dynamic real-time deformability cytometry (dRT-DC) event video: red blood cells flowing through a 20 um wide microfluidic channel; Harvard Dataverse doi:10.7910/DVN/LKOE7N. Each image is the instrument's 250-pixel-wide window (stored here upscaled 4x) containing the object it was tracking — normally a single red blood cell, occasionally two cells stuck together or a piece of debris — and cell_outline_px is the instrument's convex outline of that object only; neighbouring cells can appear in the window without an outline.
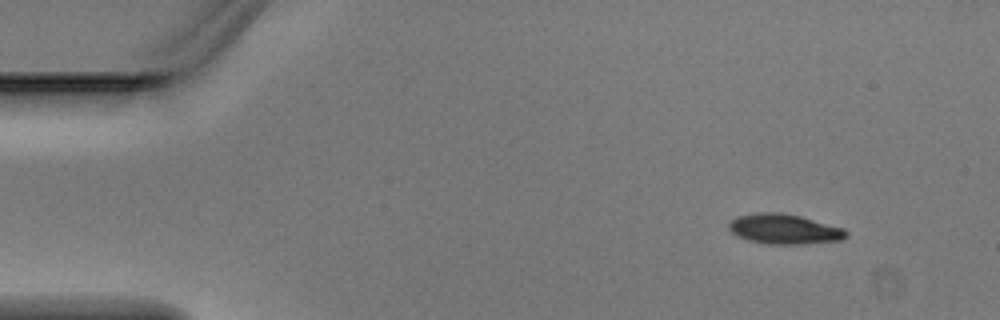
{"species": "Egyptian fruit bat (a non-hibernating species)", "species_latin": "Rousettus aegyptiacus", "temperature_condition": "warm", "stored_images_in_passage": 3, "camera_frame_rate_fps": 3000, "um_per_image_px": 0.085, "animal": {"sex": "male"}, "frame": {"image": 1, "passage_image": 1, "time_ms": 0.0, "image_size_px": [1000, 320], "cell_outline_px": [[848, 236], [840, 240], [804, 244], [768, 244], [748, 240], [736, 236], [728, 228], [728, 224], [736, 216], [756, 212], [780, 212], [800, 216], [844, 228], [848, 232]], "centroid_in_image_um": [66.64, 19.47], "position_along_channel_um": 18.4, "area_um2": 20.63}}
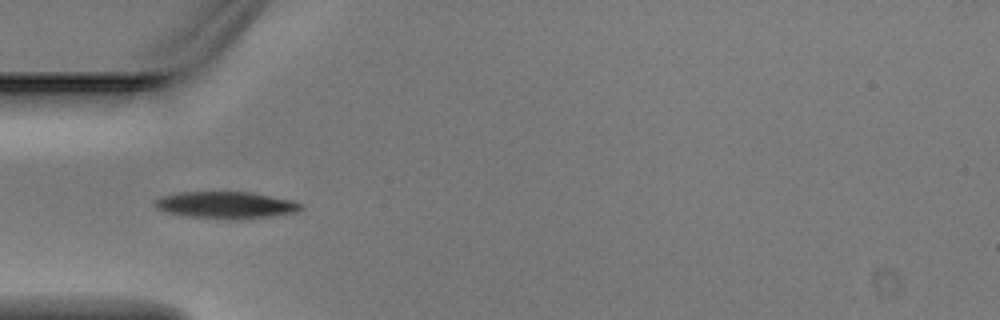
{"frame": {"image": 2, "passage_image": 3, "time_ms": 0.667, "image_size_px": [1000, 320], "cell_outline_px": [[304, 208], [296, 212], [268, 216], [224, 220], [184, 216], [164, 212], [156, 208], [152, 204], [160, 196], [180, 192], [252, 192], [292, 200], [304, 204]], "centroid_in_image_um": [19.16, 17.43], "position_along_channel_um": 65.8, "area_um2": 23.12}}